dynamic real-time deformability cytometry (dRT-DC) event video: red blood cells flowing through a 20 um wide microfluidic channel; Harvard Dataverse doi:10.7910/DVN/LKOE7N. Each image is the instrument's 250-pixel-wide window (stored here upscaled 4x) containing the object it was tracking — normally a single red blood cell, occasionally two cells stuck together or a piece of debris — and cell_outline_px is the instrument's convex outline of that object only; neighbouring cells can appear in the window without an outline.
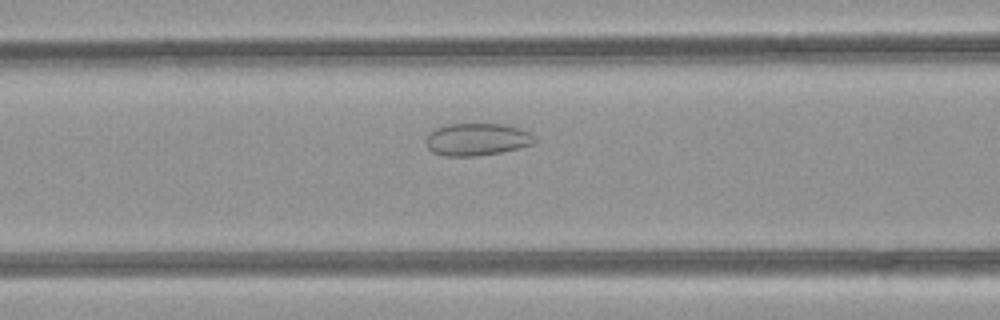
{"species": "common noctule bat (a hibernating species)", "species_latin": "Nyctalus noctula", "temperature_condition": "room temperature", "stored_images_in_passage": 31, "camera_frame_rate_fps": 3000, "um_per_image_px": 0.085, "animal": {"sex": "female", "body_mass_g": 21.9}, "frame": {"image": 1, "passage_image": 10, "time_ms": 3.0, "image_size_px": [1000, 320], "cell_outline_px": [[536, 140], [532, 144], [500, 152], [476, 156], [444, 156], [432, 152], [428, 148], [424, 140], [428, 132], [444, 124], [500, 124], [520, 128], [532, 132], [536, 136]], "centroid_in_image_um": [40.51, 11.84], "position_along_channel_um": 126.1, "area_um2": 20.69}}
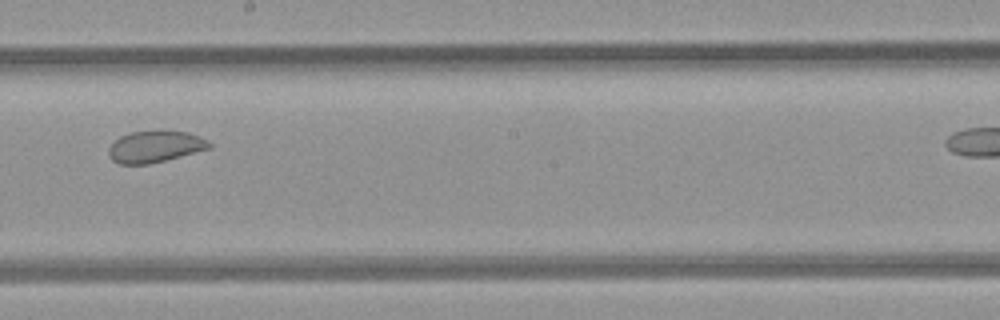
{"frame": {"image": 2, "passage_image": 18, "time_ms": 5.667, "image_size_px": [1000, 320], "cell_outline_px": [[212, 148], [148, 164], [120, 164], [112, 160], [108, 152], [108, 148], [120, 136], [132, 132], [188, 132], [200, 136], [208, 140], [212, 144]], "centroid_in_image_um": [13.2, 12.48], "position_along_channel_um": 235.0, "area_um2": 18.15}}
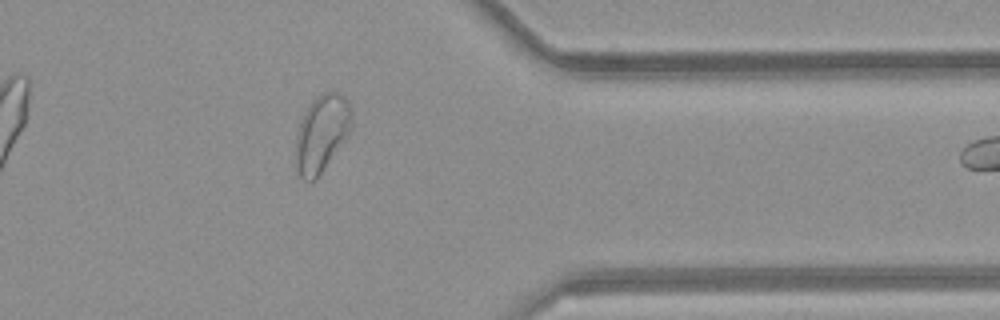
{"frame": {"image": 3, "passage_image": 30, "time_ms": 9.667, "image_size_px": [1000, 320], "cell_outline_px": [[352, 116], [348, 132], [344, 140], [316, 180], [308, 184], [296, 176], [296, 136], [300, 120], [308, 104], [316, 96], [324, 92], [336, 92], [344, 96], [348, 100], [352, 112]], "centroid_in_image_um": [27.29, 11.37], "position_along_channel_um": 384.1, "area_um2": 25.32}}